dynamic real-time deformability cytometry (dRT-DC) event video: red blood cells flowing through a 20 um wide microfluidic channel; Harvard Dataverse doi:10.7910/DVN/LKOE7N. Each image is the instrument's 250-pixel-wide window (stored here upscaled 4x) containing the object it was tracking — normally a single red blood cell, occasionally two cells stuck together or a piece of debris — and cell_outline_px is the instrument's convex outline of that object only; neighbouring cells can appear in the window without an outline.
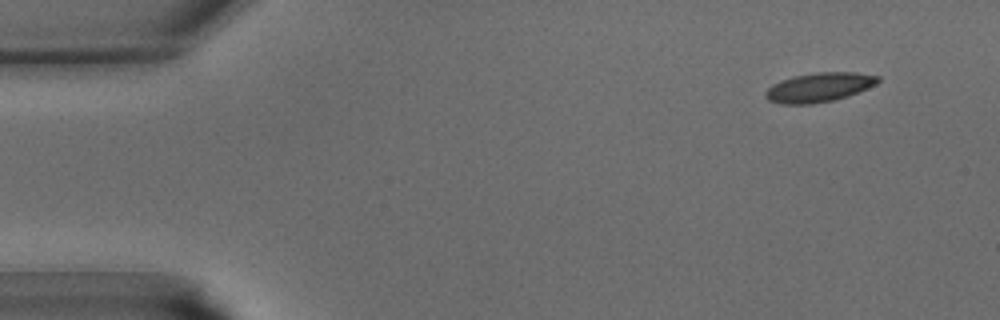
{"species": "common noctule bat (a hibernating species)", "species_latin": "Nyctalus noctula", "temperature_condition": "warm", "stored_images_in_passage": 39, "camera_frame_rate_fps": 3000, "um_per_image_px": 0.085, "animal": {"sex": "male", "body_mass_g": 15.6}, "frame": {"image": 1, "passage_image": 1, "time_ms": 0.0, "image_size_px": [1000, 320], "cell_outline_px": [[880, 80], [876, 84], [868, 88], [848, 96], [832, 100], [812, 104], [784, 104], [768, 100], [764, 96], [764, 92], [772, 84], [796, 76], [816, 72], [856, 72], [880, 76]], "centroid_in_image_um": [69.64, 7.42], "position_along_channel_um": 15.4, "area_um2": 19.07}}
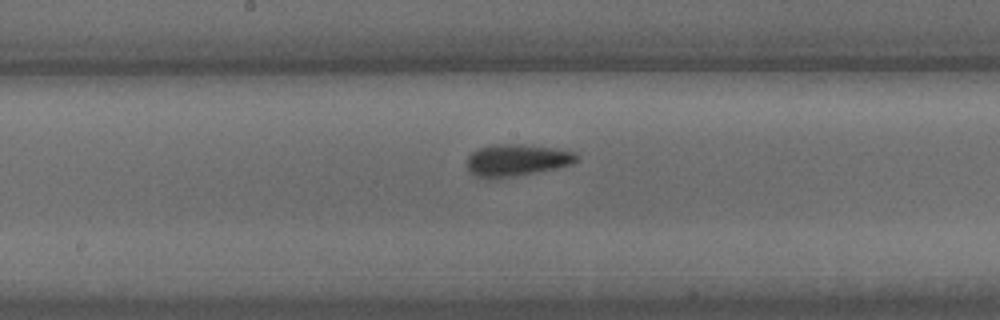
{"frame": {"image": 2, "passage_image": 19, "time_ms": 6.0, "image_size_px": [1000, 320], "cell_outline_px": [[580, 156], [572, 164], [556, 168], [516, 176], [492, 180], [488, 180], [476, 176], [468, 172], [468, 156], [476, 148], [496, 144], [520, 144], [556, 148], [576, 152]], "centroid_in_image_um": [43.9, 13.62], "position_along_channel_um": 204.3, "area_um2": 20.75}}
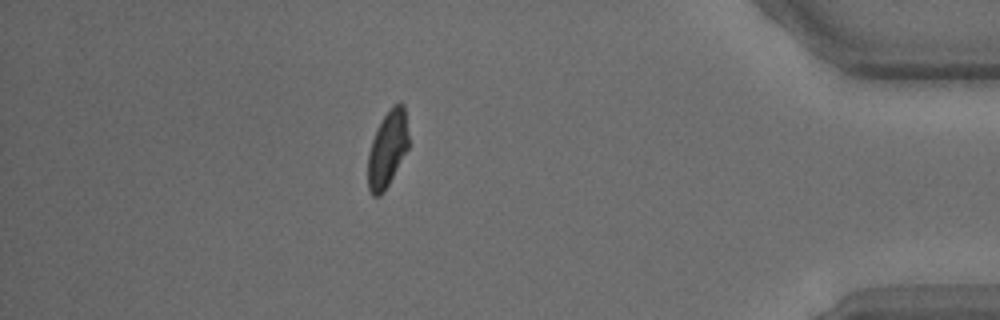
{"frame": {"image": 3, "passage_image": 34, "time_ms": 11.0, "image_size_px": [1000, 320], "cell_outline_px": [[408, 148], [384, 192], [380, 196], [372, 196], [368, 188], [368, 152], [376, 128], [392, 104], [400, 100], [404, 104], [408, 136]], "centroid_in_image_um": [32.92, 12.63], "position_along_channel_um": 402.3, "area_um2": 18.15}}